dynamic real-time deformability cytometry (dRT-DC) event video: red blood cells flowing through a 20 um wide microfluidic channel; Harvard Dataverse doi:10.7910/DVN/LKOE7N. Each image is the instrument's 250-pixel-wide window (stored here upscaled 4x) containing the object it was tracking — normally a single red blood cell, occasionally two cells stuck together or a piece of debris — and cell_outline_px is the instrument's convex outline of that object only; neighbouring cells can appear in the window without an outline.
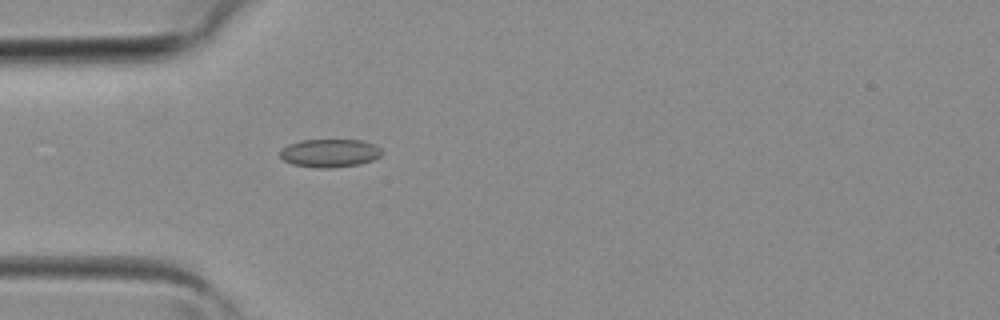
{"species": "common noctule bat (a hibernating species)", "species_latin": "Nyctalus noctula", "temperature_condition": "room temperature", "stored_images_in_passage": 3, "camera_frame_rate_fps": 3000, "um_per_image_px": 0.085, "animal": {"sex": "female", "body_mass_g": 19.3, "forearm_length_mm": 54.1}, "frame": {"image": 1, "passage_image": 3, "time_ms": 0.667, "image_size_px": [1000, 320], "cell_outline_px": [[384, 152], [380, 156], [372, 160], [360, 164], [332, 168], [316, 168], [292, 164], [284, 160], [280, 156], [280, 148], [288, 144], [300, 140], [360, 140], [376, 144]], "centroid_in_image_um": [28.03, 13.01], "position_along_channel_um": 57.0, "area_um2": 16.94}}